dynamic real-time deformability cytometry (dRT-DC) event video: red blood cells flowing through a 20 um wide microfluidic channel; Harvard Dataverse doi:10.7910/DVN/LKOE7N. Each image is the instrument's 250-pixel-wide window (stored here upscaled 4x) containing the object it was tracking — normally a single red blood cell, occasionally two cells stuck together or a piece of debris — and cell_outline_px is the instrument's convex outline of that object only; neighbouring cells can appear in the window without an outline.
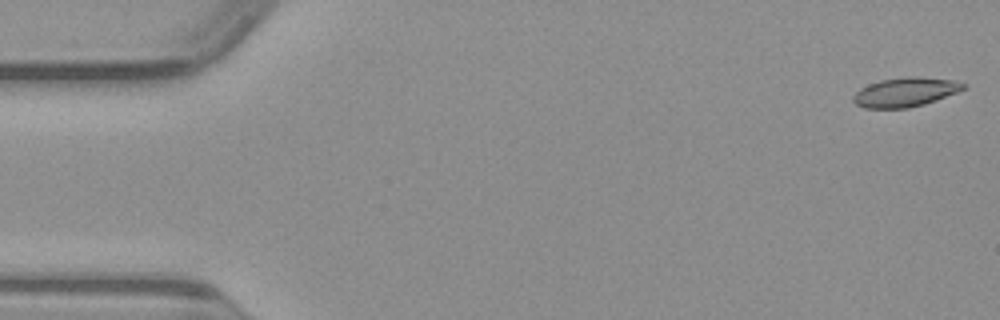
{"species": "common noctule bat (a hibernating species)", "species_latin": "Nyctalus noctula", "temperature_condition": "warm", "stored_images_in_passage": 49, "camera_frame_rate_fps": 3000, "um_per_image_px": 0.085, "animal": {"sex": "male", "body_mass_g": 23.1, "forearm_length_mm": 52.7}, "frame": {"image": 1, "passage_image": 1, "time_ms": 0.0, "image_size_px": [1000, 320], "cell_outline_px": [[968, 88], [936, 100], [924, 104], [908, 108], [864, 108], [856, 104], [852, 100], [852, 96], [860, 88], [868, 84], [880, 80], [908, 76], [916, 76], [956, 80], [968, 84]], "centroid_in_image_um": [76.98, 7.82], "position_along_channel_um": 8.0, "area_um2": 19.02}}
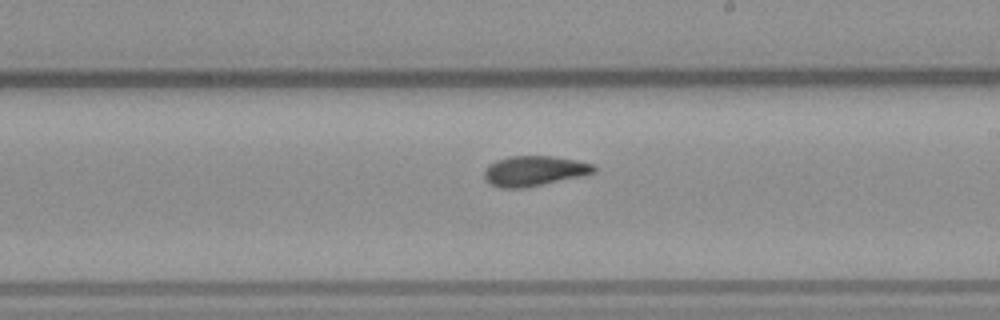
{"frame": {"image": 2, "passage_image": 28, "time_ms": 9.0, "image_size_px": [1000, 320], "cell_outline_px": [[596, 172], [580, 176], [524, 188], [500, 188], [484, 180], [484, 168], [488, 164], [496, 160], [508, 156], [552, 156], [576, 160], [596, 164]], "centroid_in_image_um": [45.38, 14.52], "position_along_channel_um": 243.6, "area_um2": 19.36}}
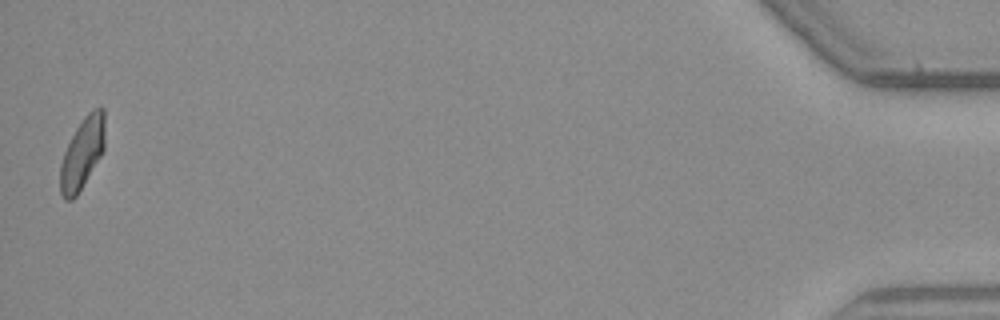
{"frame": {"image": 3, "passage_image": 49, "time_ms": 16.0, "image_size_px": [1000, 320], "cell_outline_px": [[104, 148], [100, 156], [76, 196], [72, 200], [64, 200], [60, 192], [60, 164], [64, 152], [76, 128], [84, 116], [92, 108], [100, 104], [104, 108]], "centroid_in_image_um": [6.99, 12.98], "position_along_channel_um": 428.2, "area_um2": 18.44}}